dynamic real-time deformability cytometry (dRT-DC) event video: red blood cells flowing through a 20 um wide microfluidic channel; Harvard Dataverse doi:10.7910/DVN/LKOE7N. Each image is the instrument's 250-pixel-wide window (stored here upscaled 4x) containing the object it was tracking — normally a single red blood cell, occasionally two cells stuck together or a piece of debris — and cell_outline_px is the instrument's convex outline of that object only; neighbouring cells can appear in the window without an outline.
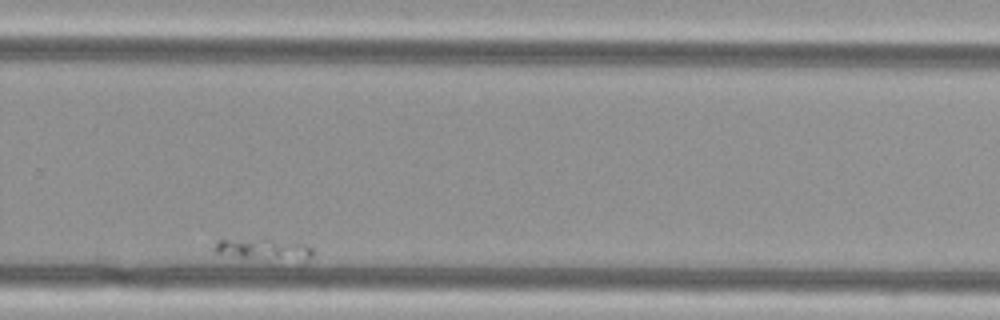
{"species": "Egyptian fruit bat (a non-hibernating species)", "species_latin": "Rousettus aegyptiacus", "temperature_condition": "cold", "stored_images_in_passage": 56, "camera_frame_rate_fps": 3000, "um_per_image_px": 0.085, "animal": {"sex": "female"}, "frame": {"image": 1, "passage_image": 48, "time_ms": 15.667, "image_size_px": [1000, 320], "cell_outline_px": [[312, 256], [272, 268], [240, 260], [216, 252], [212, 248], [216, 240], [296, 240], [308, 244], [312, 248]], "centroid_in_image_um": [22.48, 21.35], "position_along_channel_um": 307.3, "area_um2": 14.51}}
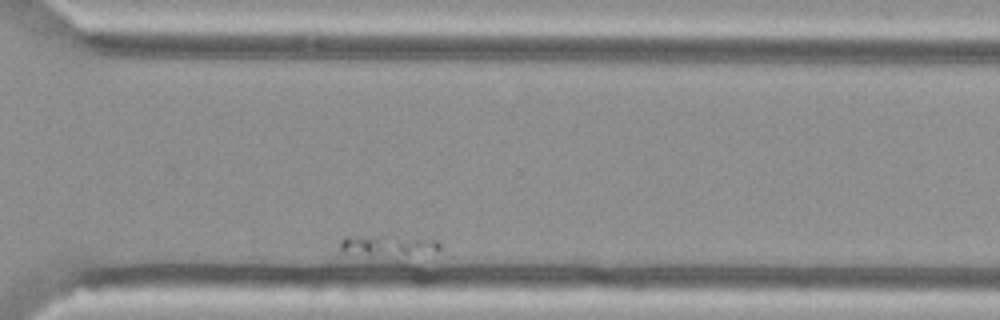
{"frame": {"image": 2, "passage_image": 52, "time_ms": 17.0, "image_size_px": [1000, 320], "cell_outline_px": [[440, 252], [404, 264], [400, 264], [340, 252], [340, 240], [344, 236], [392, 236], [440, 240]], "centroid_in_image_um": [33.14, 21.07], "position_along_channel_um": 337.5, "area_um2": 15.32}}